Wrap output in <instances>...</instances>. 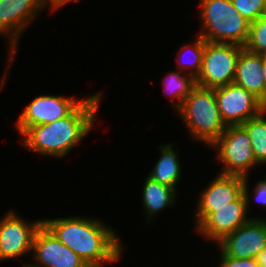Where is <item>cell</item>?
<instances>
[{
    "label": "cell",
    "mask_w": 266,
    "mask_h": 267,
    "mask_svg": "<svg viewBox=\"0 0 266 267\" xmlns=\"http://www.w3.org/2000/svg\"><path fill=\"white\" fill-rule=\"evenodd\" d=\"M84 99L63 95H39L25 106L15 122L16 129L22 135L29 127L43 125L68 116Z\"/></svg>",
    "instance_id": "30bf717a"
},
{
    "label": "cell",
    "mask_w": 266,
    "mask_h": 267,
    "mask_svg": "<svg viewBox=\"0 0 266 267\" xmlns=\"http://www.w3.org/2000/svg\"><path fill=\"white\" fill-rule=\"evenodd\" d=\"M219 265L217 267H259L256 258L239 259L224 255L221 251Z\"/></svg>",
    "instance_id": "cb8c5ba5"
},
{
    "label": "cell",
    "mask_w": 266,
    "mask_h": 267,
    "mask_svg": "<svg viewBox=\"0 0 266 267\" xmlns=\"http://www.w3.org/2000/svg\"><path fill=\"white\" fill-rule=\"evenodd\" d=\"M176 114L182 119L190 137L209 147L227 128L220 115L214 89L196 85Z\"/></svg>",
    "instance_id": "277c9868"
},
{
    "label": "cell",
    "mask_w": 266,
    "mask_h": 267,
    "mask_svg": "<svg viewBox=\"0 0 266 267\" xmlns=\"http://www.w3.org/2000/svg\"><path fill=\"white\" fill-rule=\"evenodd\" d=\"M259 267H266V247L256 257Z\"/></svg>",
    "instance_id": "484cf974"
},
{
    "label": "cell",
    "mask_w": 266,
    "mask_h": 267,
    "mask_svg": "<svg viewBox=\"0 0 266 267\" xmlns=\"http://www.w3.org/2000/svg\"><path fill=\"white\" fill-rule=\"evenodd\" d=\"M192 43H185L183 44L180 49L178 50V53L176 54L177 60V70L184 72L185 74L191 75L194 79H196L199 76L201 67H202V61H203V56H204V49H205V44L206 40L203 39L201 36L197 34L196 39H194ZM191 54L190 60L186 58L185 52L188 54ZM182 56V58H181ZM188 56V55H187ZM186 58L185 61L183 58ZM184 61V62H183ZM186 62V63H185Z\"/></svg>",
    "instance_id": "ffe728a7"
},
{
    "label": "cell",
    "mask_w": 266,
    "mask_h": 267,
    "mask_svg": "<svg viewBox=\"0 0 266 267\" xmlns=\"http://www.w3.org/2000/svg\"><path fill=\"white\" fill-rule=\"evenodd\" d=\"M210 147L217 150V159L222 162L221 174L245 178L252 167H260L253 155L250 137L241 125L227 126Z\"/></svg>",
    "instance_id": "8992f818"
},
{
    "label": "cell",
    "mask_w": 266,
    "mask_h": 267,
    "mask_svg": "<svg viewBox=\"0 0 266 267\" xmlns=\"http://www.w3.org/2000/svg\"><path fill=\"white\" fill-rule=\"evenodd\" d=\"M235 9L241 16L248 21L253 22L259 17L266 15V7L264 0H231Z\"/></svg>",
    "instance_id": "7402d4cb"
},
{
    "label": "cell",
    "mask_w": 266,
    "mask_h": 267,
    "mask_svg": "<svg viewBox=\"0 0 266 267\" xmlns=\"http://www.w3.org/2000/svg\"><path fill=\"white\" fill-rule=\"evenodd\" d=\"M263 55L242 49L233 83L244 87L266 106V84L263 78Z\"/></svg>",
    "instance_id": "9a60e30c"
},
{
    "label": "cell",
    "mask_w": 266,
    "mask_h": 267,
    "mask_svg": "<svg viewBox=\"0 0 266 267\" xmlns=\"http://www.w3.org/2000/svg\"><path fill=\"white\" fill-rule=\"evenodd\" d=\"M103 90L87 96L66 117L57 121L29 127L21 136L22 147L38 153L62 159L73 151L92 131L98 117Z\"/></svg>",
    "instance_id": "7a4b0ae2"
},
{
    "label": "cell",
    "mask_w": 266,
    "mask_h": 267,
    "mask_svg": "<svg viewBox=\"0 0 266 267\" xmlns=\"http://www.w3.org/2000/svg\"><path fill=\"white\" fill-rule=\"evenodd\" d=\"M244 48L253 53L266 55V15L251 22Z\"/></svg>",
    "instance_id": "44dd1931"
},
{
    "label": "cell",
    "mask_w": 266,
    "mask_h": 267,
    "mask_svg": "<svg viewBox=\"0 0 266 267\" xmlns=\"http://www.w3.org/2000/svg\"><path fill=\"white\" fill-rule=\"evenodd\" d=\"M198 33L207 42L244 47L251 22L240 15L231 0H200Z\"/></svg>",
    "instance_id": "3957f363"
},
{
    "label": "cell",
    "mask_w": 266,
    "mask_h": 267,
    "mask_svg": "<svg viewBox=\"0 0 266 267\" xmlns=\"http://www.w3.org/2000/svg\"><path fill=\"white\" fill-rule=\"evenodd\" d=\"M10 209L0 219V262L32 253L33 239L42 219L28 222Z\"/></svg>",
    "instance_id": "ba28073f"
},
{
    "label": "cell",
    "mask_w": 266,
    "mask_h": 267,
    "mask_svg": "<svg viewBox=\"0 0 266 267\" xmlns=\"http://www.w3.org/2000/svg\"><path fill=\"white\" fill-rule=\"evenodd\" d=\"M244 177L235 175L217 174L203 189L197 200L195 216V229L218 208L228 206L236 201L242 194Z\"/></svg>",
    "instance_id": "8fae6325"
},
{
    "label": "cell",
    "mask_w": 266,
    "mask_h": 267,
    "mask_svg": "<svg viewBox=\"0 0 266 267\" xmlns=\"http://www.w3.org/2000/svg\"><path fill=\"white\" fill-rule=\"evenodd\" d=\"M248 178L250 177H245L244 178V188H243V194L245 196L246 204H247V210L248 212L250 211L249 207L252 203H250L253 199L254 202H257L260 206H263L266 208V178L263 179L262 181L259 180L256 183V186L253 188V193L252 196L250 195V190H249V185H248Z\"/></svg>",
    "instance_id": "603a6c76"
},
{
    "label": "cell",
    "mask_w": 266,
    "mask_h": 267,
    "mask_svg": "<svg viewBox=\"0 0 266 267\" xmlns=\"http://www.w3.org/2000/svg\"><path fill=\"white\" fill-rule=\"evenodd\" d=\"M173 147H175L173 143L161 144L158 147L160 157L147 176L161 184L178 189L177 184L181 180L182 167L178 156V147L175 149Z\"/></svg>",
    "instance_id": "e0dca14e"
},
{
    "label": "cell",
    "mask_w": 266,
    "mask_h": 267,
    "mask_svg": "<svg viewBox=\"0 0 266 267\" xmlns=\"http://www.w3.org/2000/svg\"><path fill=\"white\" fill-rule=\"evenodd\" d=\"M266 109L258 116L247 120L241 126L246 130L251 140L253 155L256 162L266 165Z\"/></svg>",
    "instance_id": "d6986e66"
},
{
    "label": "cell",
    "mask_w": 266,
    "mask_h": 267,
    "mask_svg": "<svg viewBox=\"0 0 266 267\" xmlns=\"http://www.w3.org/2000/svg\"><path fill=\"white\" fill-rule=\"evenodd\" d=\"M42 224L89 267L120 262L124 246L117 230L101 220L83 216L42 219Z\"/></svg>",
    "instance_id": "6da1fadb"
},
{
    "label": "cell",
    "mask_w": 266,
    "mask_h": 267,
    "mask_svg": "<svg viewBox=\"0 0 266 267\" xmlns=\"http://www.w3.org/2000/svg\"><path fill=\"white\" fill-rule=\"evenodd\" d=\"M21 265H22V267H31L29 264H26V263L21 264Z\"/></svg>",
    "instance_id": "83f0119b"
},
{
    "label": "cell",
    "mask_w": 266,
    "mask_h": 267,
    "mask_svg": "<svg viewBox=\"0 0 266 267\" xmlns=\"http://www.w3.org/2000/svg\"><path fill=\"white\" fill-rule=\"evenodd\" d=\"M244 47L236 44H205L202 67L195 79L196 85L215 89L233 83L240 52Z\"/></svg>",
    "instance_id": "52a82bcc"
},
{
    "label": "cell",
    "mask_w": 266,
    "mask_h": 267,
    "mask_svg": "<svg viewBox=\"0 0 266 267\" xmlns=\"http://www.w3.org/2000/svg\"><path fill=\"white\" fill-rule=\"evenodd\" d=\"M263 78L266 84V55H263Z\"/></svg>",
    "instance_id": "4316f807"
},
{
    "label": "cell",
    "mask_w": 266,
    "mask_h": 267,
    "mask_svg": "<svg viewBox=\"0 0 266 267\" xmlns=\"http://www.w3.org/2000/svg\"><path fill=\"white\" fill-rule=\"evenodd\" d=\"M216 245L220 247L219 251L232 258H256L266 247V218L252 217Z\"/></svg>",
    "instance_id": "7c38bea8"
},
{
    "label": "cell",
    "mask_w": 266,
    "mask_h": 267,
    "mask_svg": "<svg viewBox=\"0 0 266 267\" xmlns=\"http://www.w3.org/2000/svg\"><path fill=\"white\" fill-rule=\"evenodd\" d=\"M31 267H89L75 252L60 242L43 224L36 231Z\"/></svg>",
    "instance_id": "4fadbf2b"
},
{
    "label": "cell",
    "mask_w": 266,
    "mask_h": 267,
    "mask_svg": "<svg viewBox=\"0 0 266 267\" xmlns=\"http://www.w3.org/2000/svg\"><path fill=\"white\" fill-rule=\"evenodd\" d=\"M46 7L50 8L49 11H55L47 0H0V35L7 38V44L9 43V55L0 80V90L6 84L7 71L16 57L18 42L23 36L21 34L30 24H34Z\"/></svg>",
    "instance_id": "5b68a950"
},
{
    "label": "cell",
    "mask_w": 266,
    "mask_h": 267,
    "mask_svg": "<svg viewBox=\"0 0 266 267\" xmlns=\"http://www.w3.org/2000/svg\"><path fill=\"white\" fill-rule=\"evenodd\" d=\"M247 214V204L242 194L228 206L211 213L194 231L206 240L218 243L224 236L234 232L252 218Z\"/></svg>",
    "instance_id": "5bb4252c"
},
{
    "label": "cell",
    "mask_w": 266,
    "mask_h": 267,
    "mask_svg": "<svg viewBox=\"0 0 266 267\" xmlns=\"http://www.w3.org/2000/svg\"><path fill=\"white\" fill-rule=\"evenodd\" d=\"M214 90L218 109L226 126L242 125L266 109L257 97L234 83Z\"/></svg>",
    "instance_id": "9c48e42d"
},
{
    "label": "cell",
    "mask_w": 266,
    "mask_h": 267,
    "mask_svg": "<svg viewBox=\"0 0 266 267\" xmlns=\"http://www.w3.org/2000/svg\"><path fill=\"white\" fill-rule=\"evenodd\" d=\"M143 184L141 201L144 207L143 209L145 210V216L147 217L145 220H149L147 224H150L149 222H151L152 218L159 212L164 211L167 207H174V205H176L178 190L154 181L148 176L145 177Z\"/></svg>",
    "instance_id": "2e32d148"
},
{
    "label": "cell",
    "mask_w": 266,
    "mask_h": 267,
    "mask_svg": "<svg viewBox=\"0 0 266 267\" xmlns=\"http://www.w3.org/2000/svg\"><path fill=\"white\" fill-rule=\"evenodd\" d=\"M47 1L51 4V6L55 10H57V9H61L60 7L65 6L67 3L69 4L70 2L74 0H47Z\"/></svg>",
    "instance_id": "d4e9b609"
},
{
    "label": "cell",
    "mask_w": 266,
    "mask_h": 267,
    "mask_svg": "<svg viewBox=\"0 0 266 267\" xmlns=\"http://www.w3.org/2000/svg\"><path fill=\"white\" fill-rule=\"evenodd\" d=\"M163 78V91L167 95L166 97L171 98L170 100L174 102H171V105L174 107L175 112H178L185 98L196 86V80L191 75L179 70H170Z\"/></svg>",
    "instance_id": "ac0fdd59"
}]
</instances>
